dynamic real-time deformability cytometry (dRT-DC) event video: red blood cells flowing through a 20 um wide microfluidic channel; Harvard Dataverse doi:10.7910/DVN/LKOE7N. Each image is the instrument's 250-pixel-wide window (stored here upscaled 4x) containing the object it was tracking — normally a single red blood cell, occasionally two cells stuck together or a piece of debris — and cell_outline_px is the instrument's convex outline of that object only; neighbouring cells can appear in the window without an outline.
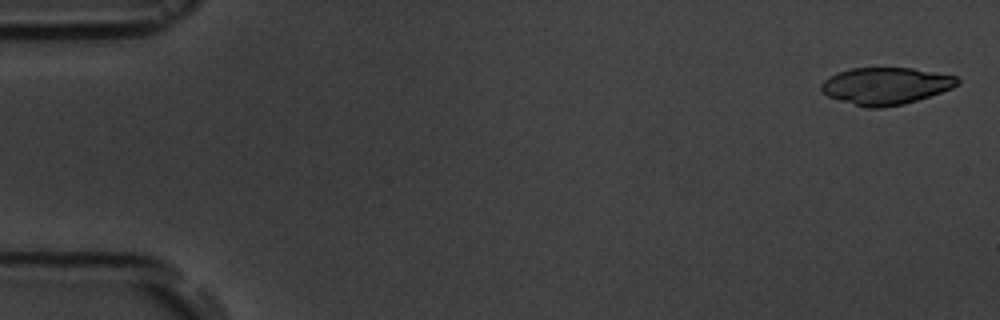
{"species": "common noctule bat (a hibernating species)", "species_latin": "Nyctalus noctula", "temperature_condition": "room temperature", "stored_images_in_passage": 5, "camera_frame_rate_fps": 3000, "um_per_image_px": 0.085, "animal": {"sex": "male", "body_mass_g": 19.5, "forearm_length_mm": 54.6}, "frame": {"image": 1, "passage_image": 1, "time_ms": 0.0, "image_size_px": [1000, 320], "cell_outline_px": [[960, 84], [952, 88], [904, 104], [880, 108], [868, 108], [840, 100], [828, 96], [820, 88], [820, 84], [824, 80], [836, 72], [852, 68], [912, 68], [956, 76], [960, 80]], "centroid_in_image_um": [75.28, 7.29], "position_along_channel_um": 9.7, "area_um2": 29.19}}